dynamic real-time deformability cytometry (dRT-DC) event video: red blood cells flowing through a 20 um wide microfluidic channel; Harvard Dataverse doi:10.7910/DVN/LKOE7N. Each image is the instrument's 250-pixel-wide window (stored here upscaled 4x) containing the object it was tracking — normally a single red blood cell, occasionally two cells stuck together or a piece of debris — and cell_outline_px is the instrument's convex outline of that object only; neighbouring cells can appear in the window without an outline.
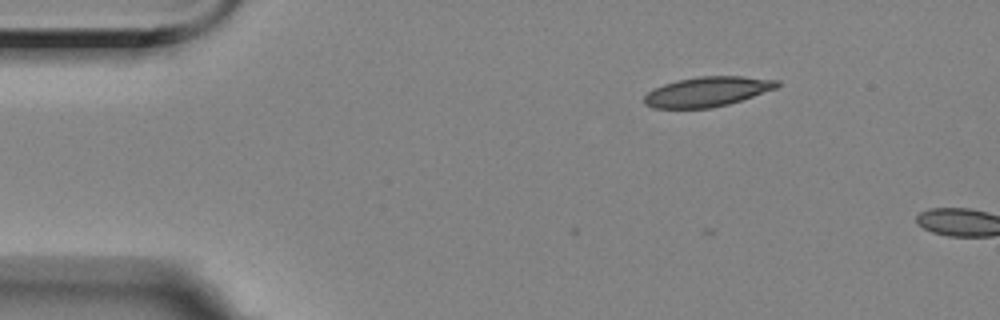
{"species": "Egyptian fruit bat (a non-hibernating species)", "species_latin": "Rousettus aegyptiacus", "temperature_condition": "room temperature", "stored_images_in_passage": 3, "camera_frame_rate_fps": 3000, "um_per_image_px": 0.085, "animal": {"sex": "female"}, "frame": {"image": 1, "passage_image": 1, "time_ms": 0.0, "image_size_px": [1000, 320], "cell_outline_px": [[780, 84], [776, 88], [728, 104], [712, 108], [652, 108], [644, 104], [644, 96], [652, 88], [676, 80], [700, 76], [744, 76], [780, 80]], "centroid_in_image_um": [60.09, 7.78], "position_along_channel_um": 24.9, "area_um2": 23.12}}